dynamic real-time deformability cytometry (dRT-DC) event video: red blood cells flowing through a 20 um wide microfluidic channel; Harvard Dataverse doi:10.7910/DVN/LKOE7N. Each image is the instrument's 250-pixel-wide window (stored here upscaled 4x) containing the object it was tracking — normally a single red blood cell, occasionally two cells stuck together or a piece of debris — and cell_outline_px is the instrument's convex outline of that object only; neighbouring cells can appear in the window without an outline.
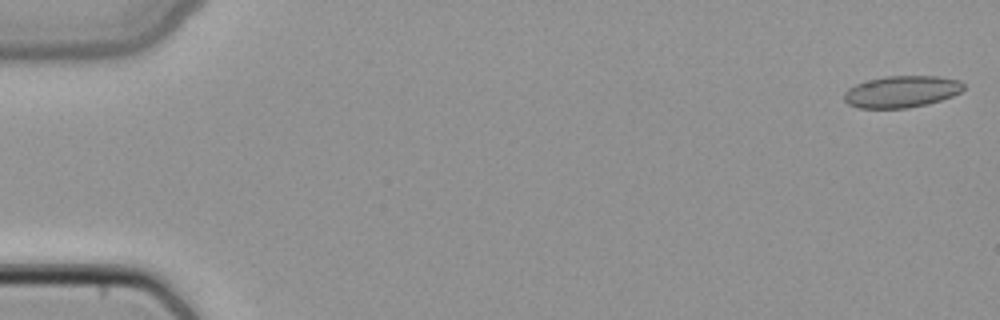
{"species": "common noctule bat (a hibernating species)", "species_latin": "Nyctalus noctula", "temperature_condition": "cold", "stored_images_in_passage": 49, "camera_frame_rate_fps": 3000, "um_per_image_px": 0.085, "animal": {"sex": "female", "body_mass_g": 22.7, "forearm_length_mm": 54.2}, "frame": {"image": 1, "passage_image": 1, "time_ms": 0.0, "image_size_px": [1000, 320], "cell_outline_px": [[964, 88], [960, 92], [952, 96], [928, 104], [908, 108], [856, 108], [848, 104], [844, 100], [844, 92], [848, 88], [856, 84], [868, 80], [888, 76], [940, 76], [960, 80], [964, 84]], "centroid_in_image_um": [76.63, 7.79], "position_along_channel_um": 8.4, "area_um2": 22.2}}
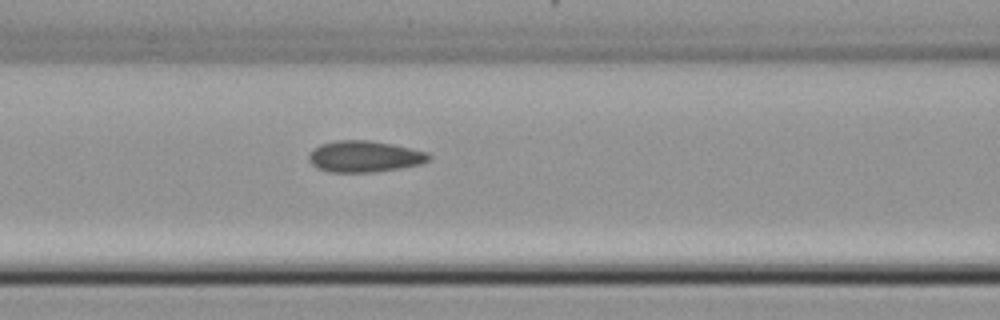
{"frame": {"image": 2, "passage_image": 21, "time_ms": 6.667, "image_size_px": [1000, 320], "cell_outline_px": [[432, 156], [428, 160], [420, 164], [400, 168], [372, 172], [328, 172], [316, 168], [308, 160], [308, 156], [320, 144], [336, 140], [368, 140], [392, 144], [428, 152]], "centroid_in_image_um": [30.97, 13.3], "position_along_channel_um": 135.6, "area_um2": 21.85}}
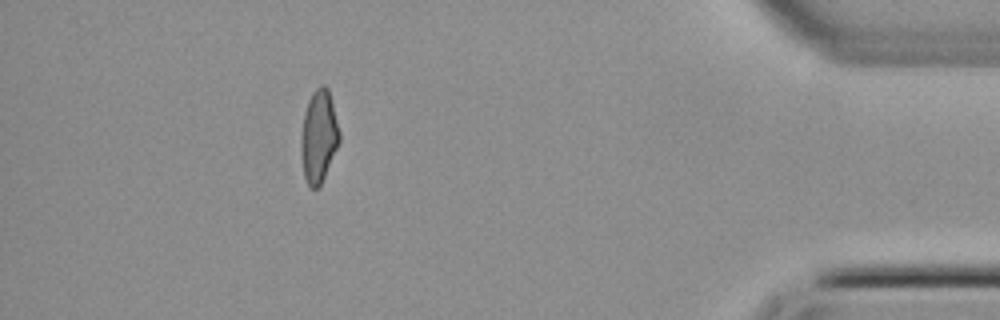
{"frame": {"image": 3, "passage_image": 44, "time_ms": 14.333, "image_size_px": [1000, 320], "cell_outline_px": [[340, 140], [324, 176], [320, 184], [316, 188], [312, 188], [308, 184], [304, 176], [300, 152], [300, 132], [304, 112], [308, 100], [312, 92], [320, 84], [324, 84], [328, 88], [340, 132]], "centroid_in_image_um": [27.06, 11.54], "position_along_channel_um": 408.1, "area_um2": 20.69}}